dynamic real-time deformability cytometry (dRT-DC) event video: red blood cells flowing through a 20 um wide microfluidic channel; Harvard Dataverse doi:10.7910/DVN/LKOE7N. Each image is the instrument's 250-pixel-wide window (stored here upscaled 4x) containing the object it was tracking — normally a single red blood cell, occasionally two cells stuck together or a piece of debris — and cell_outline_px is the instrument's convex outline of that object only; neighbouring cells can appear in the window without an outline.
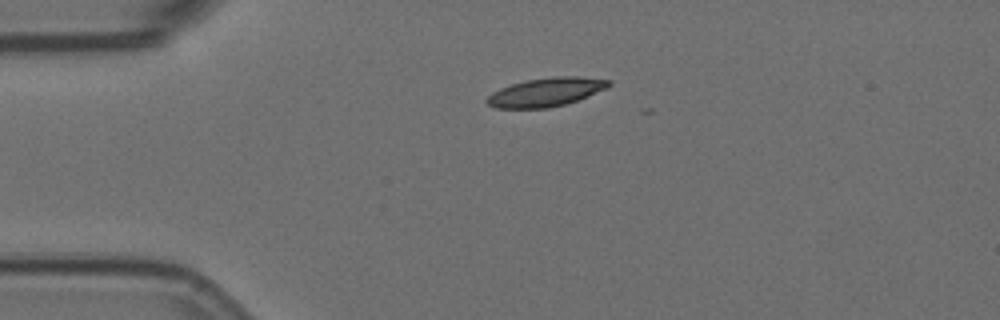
{"species": "Egyptian fruit bat (a non-hibernating species)", "species_latin": "Rousettus aegyptiacus", "temperature_condition": "room temperature", "stored_images_in_passage": 3, "camera_frame_rate_fps": 3000, "um_per_image_px": 0.085, "animal": {"sex": "female"}, "frame": {"image": 1, "passage_image": 3, "time_ms": 0.667, "image_size_px": [1000, 320], "cell_outline_px": [[612, 84], [604, 88], [576, 100], [564, 104], [548, 108], [496, 108], [488, 104], [484, 100], [492, 92], [500, 88], [512, 84], [528, 80], [556, 76], [576, 76], [612, 80]], "centroid_in_image_um": [46.36, 7.83], "position_along_channel_um": 38.6, "area_um2": 20.0}}